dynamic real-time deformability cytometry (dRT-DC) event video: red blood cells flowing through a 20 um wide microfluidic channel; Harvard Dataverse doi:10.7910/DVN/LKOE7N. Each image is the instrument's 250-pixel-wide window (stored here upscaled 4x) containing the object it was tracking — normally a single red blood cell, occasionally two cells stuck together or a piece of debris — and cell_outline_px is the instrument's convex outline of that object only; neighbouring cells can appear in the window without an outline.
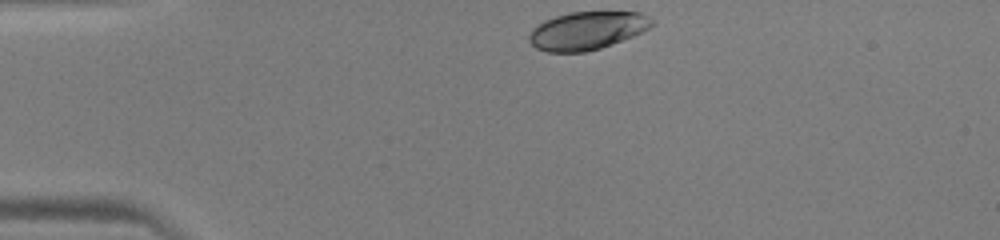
{"species": "human", "species_latin": "Homo sapiens", "temperature_condition": "warm", "stored_images_in_passage": 31, "camera_frame_rate_fps": 3000, "um_per_image_px": 0.085, "donor": {"sex": "male"}, "frame": {"image": 1, "passage_image": 1, "time_ms": 0.0, "image_size_px": [1000, 240], "cell_outline_px": [[652, 24], [648, 28], [632, 36], [612, 44], [600, 48], [584, 52], [548, 52], [536, 48], [528, 40], [528, 36], [532, 28], [544, 20], [556, 16], [572, 12], [640, 12], [648, 16], [652, 20]], "centroid_in_image_um": [49.86, 2.6], "position_along_channel_um": 35.1, "area_um2": 26.99}}
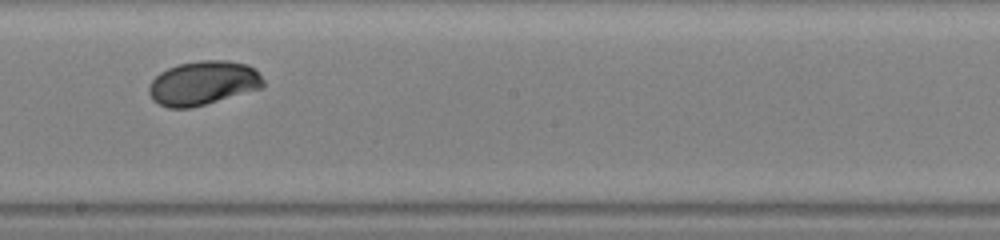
{"frame": {"image": 2, "passage_image": 18, "time_ms": 5.667, "image_size_px": [1000, 240], "cell_outline_px": [[264, 88], [192, 108], [168, 108], [152, 100], [148, 92], [148, 88], [152, 80], [160, 72], [168, 68], [180, 64], [200, 60], [224, 60], [248, 64], [264, 80]], "centroid_in_image_um": [17.26, 7.07], "position_along_channel_um": 230.9, "area_um2": 29.48}}
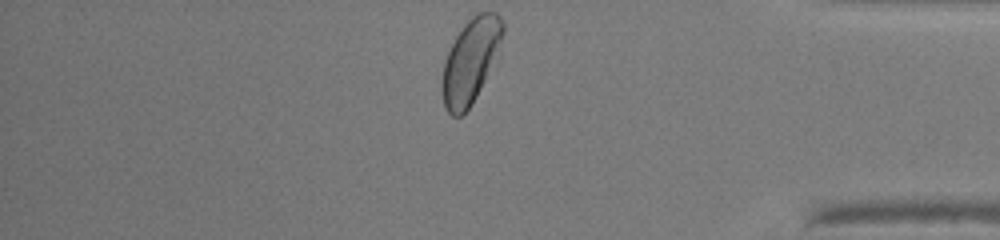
{"frame": {"image": 3, "passage_image": 31, "time_ms": 10.0, "image_size_px": [1000, 240], "cell_outline_px": [[504, 32], [484, 80], [472, 104], [460, 116], [452, 116], [448, 112], [444, 104], [440, 88], [440, 80], [444, 60], [456, 36], [464, 24], [476, 12], [496, 12], [504, 20]], "centroid_in_image_um": [39.95, 5.16], "position_along_channel_um": 395.3, "area_um2": 29.36}}